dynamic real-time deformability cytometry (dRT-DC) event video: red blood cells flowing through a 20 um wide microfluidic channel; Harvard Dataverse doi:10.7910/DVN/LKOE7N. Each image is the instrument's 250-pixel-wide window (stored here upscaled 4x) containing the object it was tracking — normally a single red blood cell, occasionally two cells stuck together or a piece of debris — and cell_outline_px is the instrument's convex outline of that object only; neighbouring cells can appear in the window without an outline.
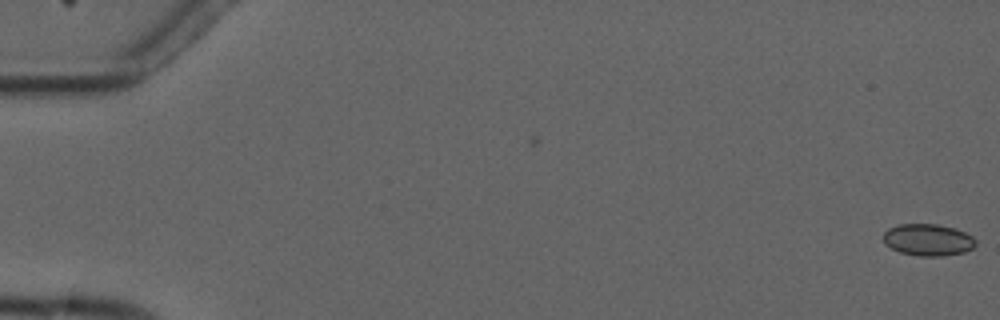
{"species": "common noctule bat (a hibernating species)", "species_latin": "Nyctalus noctula", "temperature_condition": "cold", "stored_images_in_passage": 8, "camera_frame_rate_fps": 3000, "um_per_image_px": 0.085, "animal": {"sex": "male", "forearm_length_mm": 52.5}, "frame": {"image": 1, "passage_image": 1, "time_ms": 0.0, "image_size_px": [1000, 320], "cell_outline_px": [[976, 244], [972, 248], [964, 252], [944, 256], [920, 256], [900, 252], [884, 244], [884, 232], [888, 228], [900, 224], [936, 224], [956, 228], [972, 236], [976, 240]], "centroid_in_image_um": [78.89, 20.38], "position_along_channel_um": 6.1, "area_um2": 17.17}}
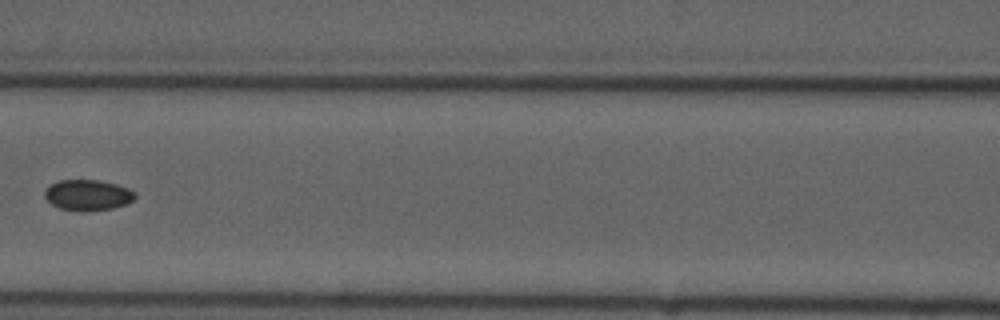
{"frame": {"image": 2, "passage_image": 7, "time_ms": 8.333, "image_size_px": [1000, 320], "cell_outline_px": [[136, 196], [128, 204], [112, 208], [88, 212], [80, 212], [60, 208], [52, 204], [44, 196], [44, 192], [52, 184], [60, 180], [100, 180], [116, 184], [128, 188], [136, 192]], "centroid_in_image_um": [7.49, 16.59], "position_along_channel_um": 159.1, "area_um2": 16.3}}
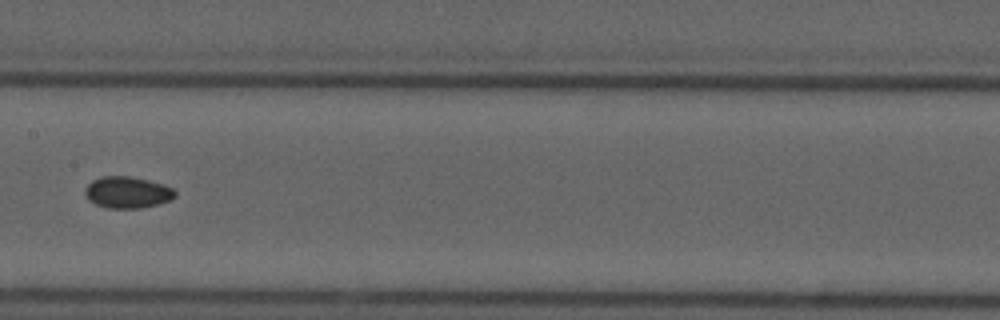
{"frame": {"image": 3, "passage_image": 8, "time_ms": 9.333, "image_size_px": [1000, 320], "cell_outline_px": [[176, 196], [172, 200], [140, 208], [108, 208], [96, 204], [88, 200], [84, 196], [84, 188], [92, 180], [100, 176], [128, 176], [148, 180], [164, 184], [172, 188], [176, 192]], "centroid_in_image_um": [10.8, 16.34], "position_along_channel_um": 196.6, "area_um2": 16.7}}